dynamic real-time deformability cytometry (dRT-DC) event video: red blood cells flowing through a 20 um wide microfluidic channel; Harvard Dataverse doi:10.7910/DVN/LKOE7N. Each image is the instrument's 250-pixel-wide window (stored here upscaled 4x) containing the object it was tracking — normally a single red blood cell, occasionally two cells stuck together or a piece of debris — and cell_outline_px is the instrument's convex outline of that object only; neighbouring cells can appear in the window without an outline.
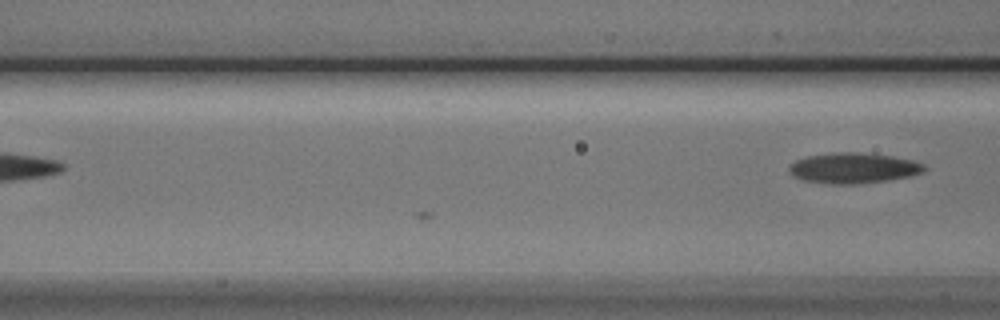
{"species": "Egyptian fruit bat (a non-hibernating species)", "species_latin": "Rousettus aegyptiacus", "temperature_condition": "cold", "stored_images_in_passage": 8, "camera_frame_rate_fps": 3000, "um_per_image_px": 0.085, "animal": {"sex": "male"}, "frame": {"image": 1, "passage_image": 8, "time_ms": 2.333, "image_size_px": [1000, 320], "cell_outline_px": [[928, 168], [924, 172], [908, 176], [888, 180], [860, 184], [828, 184], [804, 180], [796, 176], [788, 168], [796, 160], [808, 156], [832, 152], [856, 152], [892, 156], [912, 160], [924, 164]], "centroid_in_image_um": [72.58, 14.28], "position_along_channel_um": 94.0, "area_um2": 23.93}}